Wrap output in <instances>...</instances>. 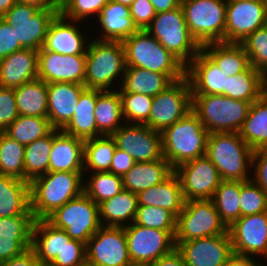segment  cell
<instances>
[{
    "label": "cell",
    "mask_w": 267,
    "mask_h": 266,
    "mask_svg": "<svg viewBox=\"0 0 267 266\" xmlns=\"http://www.w3.org/2000/svg\"><path fill=\"white\" fill-rule=\"evenodd\" d=\"M84 172H48L30 183V210L45 219L55 209L84 192Z\"/></svg>",
    "instance_id": "obj_1"
},
{
    "label": "cell",
    "mask_w": 267,
    "mask_h": 266,
    "mask_svg": "<svg viewBox=\"0 0 267 266\" xmlns=\"http://www.w3.org/2000/svg\"><path fill=\"white\" fill-rule=\"evenodd\" d=\"M253 152L239 133L214 132L208 136L206 156L216 166L221 180H251Z\"/></svg>",
    "instance_id": "obj_2"
},
{
    "label": "cell",
    "mask_w": 267,
    "mask_h": 266,
    "mask_svg": "<svg viewBox=\"0 0 267 266\" xmlns=\"http://www.w3.org/2000/svg\"><path fill=\"white\" fill-rule=\"evenodd\" d=\"M126 67L165 74L172 82L186 76V66L146 30L122 41Z\"/></svg>",
    "instance_id": "obj_3"
},
{
    "label": "cell",
    "mask_w": 267,
    "mask_h": 266,
    "mask_svg": "<svg viewBox=\"0 0 267 266\" xmlns=\"http://www.w3.org/2000/svg\"><path fill=\"white\" fill-rule=\"evenodd\" d=\"M209 131L190 111L162 132L163 157L174 169L182 163L206 155Z\"/></svg>",
    "instance_id": "obj_4"
},
{
    "label": "cell",
    "mask_w": 267,
    "mask_h": 266,
    "mask_svg": "<svg viewBox=\"0 0 267 266\" xmlns=\"http://www.w3.org/2000/svg\"><path fill=\"white\" fill-rule=\"evenodd\" d=\"M125 68V51L121 41L90 40L84 79L87 89L116 90L113 89L114 82L118 80V86H121Z\"/></svg>",
    "instance_id": "obj_5"
},
{
    "label": "cell",
    "mask_w": 267,
    "mask_h": 266,
    "mask_svg": "<svg viewBox=\"0 0 267 266\" xmlns=\"http://www.w3.org/2000/svg\"><path fill=\"white\" fill-rule=\"evenodd\" d=\"M250 105L248 101L224 95H192V111L209 133H239L247 118Z\"/></svg>",
    "instance_id": "obj_6"
},
{
    "label": "cell",
    "mask_w": 267,
    "mask_h": 266,
    "mask_svg": "<svg viewBox=\"0 0 267 266\" xmlns=\"http://www.w3.org/2000/svg\"><path fill=\"white\" fill-rule=\"evenodd\" d=\"M145 30L185 66L202 48L188 29L181 5L166 12L156 13Z\"/></svg>",
    "instance_id": "obj_7"
},
{
    "label": "cell",
    "mask_w": 267,
    "mask_h": 266,
    "mask_svg": "<svg viewBox=\"0 0 267 266\" xmlns=\"http://www.w3.org/2000/svg\"><path fill=\"white\" fill-rule=\"evenodd\" d=\"M226 0H181L186 24L202 46L225 42Z\"/></svg>",
    "instance_id": "obj_8"
},
{
    "label": "cell",
    "mask_w": 267,
    "mask_h": 266,
    "mask_svg": "<svg viewBox=\"0 0 267 266\" xmlns=\"http://www.w3.org/2000/svg\"><path fill=\"white\" fill-rule=\"evenodd\" d=\"M45 219L54 227L63 229L71 239L85 244L102 226L99 205L84 192L55 209Z\"/></svg>",
    "instance_id": "obj_9"
},
{
    "label": "cell",
    "mask_w": 267,
    "mask_h": 266,
    "mask_svg": "<svg viewBox=\"0 0 267 266\" xmlns=\"http://www.w3.org/2000/svg\"><path fill=\"white\" fill-rule=\"evenodd\" d=\"M227 232L228 227L211 199L189 200L177 216L175 241H190Z\"/></svg>",
    "instance_id": "obj_10"
},
{
    "label": "cell",
    "mask_w": 267,
    "mask_h": 266,
    "mask_svg": "<svg viewBox=\"0 0 267 266\" xmlns=\"http://www.w3.org/2000/svg\"><path fill=\"white\" fill-rule=\"evenodd\" d=\"M190 111H192V91L190 81L185 76L173 81L153 97L149 121L145 125L162 133Z\"/></svg>",
    "instance_id": "obj_11"
},
{
    "label": "cell",
    "mask_w": 267,
    "mask_h": 266,
    "mask_svg": "<svg viewBox=\"0 0 267 266\" xmlns=\"http://www.w3.org/2000/svg\"><path fill=\"white\" fill-rule=\"evenodd\" d=\"M58 13L59 10H39L16 2L1 18L15 30L23 49L39 51L45 42L49 24Z\"/></svg>",
    "instance_id": "obj_12"
},
{
    "label": "cell",
    "mask_w": 267,
    "mask_h": 266,
    "mask_svg": "<svg viewBox=\"0 0 267 266\" xmlns=\"http://www.w3.org/2000/svg\"><path fill=\"white\" fill-rule=\"evenodd\" d=\"M131 261L155 262L176 248V231L147 228L132 223L124 226Z\"/></svg>",
    "instance_id": "obj_13"
},
{
    "label": "cell",
    "mask_w": 267,
    "mask_h": 266,
    "mask_svg": "<svg viewBox=\"0 0 267 266\" xmlns=\"http://www.w3.org/2000/svg\"><path fill=\"white\" fill-rule=\"evenodd\" d=\"M85 249L86 263L92 266H127L131 262L124 227L101 226Z\"/></svg>",
    "instance_id": "obj_14"
},
{
    "label": "cell",
    "mask_w": 267,
    "mask_h": 266,
    "mask_svg": "<svg viewBox=\"0 0 267 266\" xmlns=\"http://www.w3.org/2000/svg\"><path fill=\"white\" fill-rule=\"evenodd\" d=\"M179 178L185 202L211 199L219 186L221 177L216 166L204 155L174 168Z\"/></svg>",
    "instance_id": "obj_15"
},
{
    "label": "cell",
    "mask_w": 267,
    "mask_h": 266,
    "mask_svg": "<svg viewBox=\"0 0 267 266\" xmlns=\"http://www.w3.org/2000/svg\"><path fill=\"white\" fill-rule=\"evenodd\" d=\"M112 138L116 148L128 153L135 162H150L163 158L162 133L144 124L124 123Z\"/></svg>",
    "instance_id": "obj_16"
},
{
    "label": "cell",
    "mask_w": 267,
    "mask_h": 266,
    "mask_svg": "<svg viewBox=\"0 0 267 266\" xmlns=\"http://www.w3.org/2000/svg\"><path fill=\"white\" fill-rule=\"evenodd\" d=\"M267 19L266 0L227 1L225 42L242 43L263 27Z\"/></svg>",
    "instance_id": "obj_17"
},
{
    "label": "cell",
    "mask_w": 267,
    "mask_h": 266,
    "mask_svg": "<svg viewBox=\"0 0 267 266\" xmlns=\"http://www.w3.org/2000/svg\"><path fill=\"white\" fill-rule=\"evenodd\" d=\"M228 233L235 254L267 258V212L240 217Z\"/></svg>",
    "instance_id": "obj_18"
},
{
    "label": "cell",
    "mask_w": 267,
    "mask_h": 266,
    "mask_svg": "<svg viewBox=\"0 0 267 266\" xmlns=\"http://www.w3.org/2000/svg\"><path fill=\"white\" fill-rule=\"evenodd\" d=\"M186 266H225L234 254L229 233L190 241H175Z\"/></svg>",
    "instance_id": "obj_19"
},
{
    "label": "cell",
    "mask_w": 267,
    "mask_h": 266,
    "mask_svg": "<svg viewBox=\"0 0 267 266\" xmlns=\"http://www.w3.org/2000/svg\"><path fill=\"white\" fill-rule=\"evenodd\" d=\"M86 55H62L38 51V78L46 83H75L84 85Z\"/></svg>",
    "instance_id": "obj_20"
},
{
    "label": "cell",
    "mask_w": 267,
    "mask_h": 266,
    "mask_svg": "<svg viewBox=\"0 0 267 266\" xmlns=\"http://www.w3.org/2000/svg\"><path fill=\"white\" fill-rule=\"evenodd\" d=\"M77 23L81 24L80 21L67 19L58 13L49 24L45 42L39 51H52L62 55H86L91 39L85 31L82 33L83 30H80Z\"/></svg>",
    "instance_id": "obj_21"
},
{
    "label": "cell",
    "mask_w": 267,
    "mask_h": 266,
    "mask_svg": "<svg viewBox=\"0 0 267 266\" xmlns=\"http://www.w3.org/2000/svg\"><path fill=\"white\" fill-rule=\"evenodd\" d=\"M186 76L191 85L192 95H224L227 76L216 61L201 48L186 66Z\"/></svg>",
    "instance_id": "obj_22"
},
{
    "label": "cell",
    "mask_w": 267,
    "mask_h": 266,
    "mask_svg": "<svg viewBox=\"0 0 267 266\" xmlns=\"http://www.w3.org/2000/svg\"><path fill=\"white\" fill-rule=\"evenodd\" d=\"M33 216L0 218V263L31 248Z\"/></svg>",
    "instance_id": "obj_23"
},
{
    "label": "cell",
    "mask_w": 267,
    "mask_h": 266,
    "mask_svg": "<svg viewBox=\"0 0 267 266\" xmlns=\"http://www.w3.org/2000/svg\"><path fill=\"white\" fill-rule=\"evenodd\" d=\"M84 85L47 83L48 119L54 129L61 130L72 118Z\"/></svg>",
    "instance_id": "obj_24"
},
{
    "label": "cell",
    "mask_w": 267,
    "mask_h": 266,
    "mask_svg": "<svg viewBox=\"0 0 267 266\" xmlns=\"http://www.w3.org/2000/svg\"><path fill=\"white\" fill-rule=\"evenodd\" d=\"M49 172H84V140L53 129Z\"/></svg>",
    "instance_id": "obj_25"
},
{
    "label": "cell",
    "mask_w": 267,
    "mask_h": 266,
    "mask_svg": "<svg viewBox=\"0 0 267 266\" xmlns=\"http://www.w3.org/2000/svg\"><path fill=\"white\" fill-rule=\"evenodd\" d=\"M38 78V51L21 49L0 59V87L15 89Z\"/></svg>",
    "instance_id": "obj_26"
},
{
    "label": "cell",
    "mask_w": 267,
    "mask_h": 266,
    "mask_svg": "<svg viewBox=\"0 0 267 266\" xmlns=\"http://www.w3.org/2000/svg\"><path fill=\"white\" fill-rule=\"evenodd\" d=\"M94 19L99 21H96L98 27L101 25L96 40L122 42L139 30L130 15V8L113 1H109Z\"/></svg>",
    "instance_id": "obj_27"
},
{
    "label": "cell",
    "mask_w": 267,
    "mask_h": 266,
    "mask_svg": "<svg viewBox=\"0 0 267 266\" xmlns=\"http://www.w3.org/2000/svg\"><path fill=\"white\" fill-rule=\"evenodd\" d=\"M137 200L138 205L163 208L176 218L185 203L179 178L174 172L162 183L137 193Z\"/></svg>",
    "instance_id": "obj_28"
},
{
    "label": "cell",
    "mask_w": 267,
    "mask_h": 266,
    "mask_svg": "<svg viewBox=\"0 0 267 266\" xmlns=\"http://www.w3.org/2000/svg\"><path fill=\"white\" fill-rule=\"evenodd\" d=\"M33 216L29 182L0 174V218Z\"/></svg>",
    "instance_id": "obj_29"
},
{
    "label": "cell",
    "mask_w": 267,
    "mask_h": 266,
    "mask_svg": "<svg viewBox=\"0 0 267 266\" xmlns=\"http://www.w3.org/2000/svg\"><path fill=\"white\" fill-rule=\"evenodd\" d=\"M173 172L174 169L164 157L150 162H135L122 177L123 189L137 194L162 183Z\"/></svg>",
    "instance_id": "obj_30"
},
{
    "label": "cell",
    "mask_w": 267,
    "mask_h": 266,
    "mask_svg": "<svg viewBox=\"0 0 267 266\" xmlns=\"http://www.w3.org/2000/svg\"><path fill=\"white\" fill-rule=\"evenodd\" d=\"M97 97L98 89L86 88L79 97L72 118L61 131L83 140L103 136L97 129L94 115Z\"/></svg>",
    "instance_id": "obj_31"
},
{
    "label": "cell",
    "mask_w": 267,
    "mask_h": 266,
    "mask_svg": "<svg viewBox=\"0 0 267 266\" xmlns=\"http://www.w3.org/2000/svg\"><path fill=\"white\" fill-rule=\"evenodd\" d=\"M138 208L137 194L123 189L99 204L102 226L124 227L134 222Z\"/></svg>",
    "instance_id": "obj_32"
},
{
    "label": "cell",
    "mask_w": 267,
    "mask_h": 266,
    "mask_svg": "<svg viewBox=\"0 0 267 266\" xmlns=\"http://www.w3.org/2000/svg\"><path fill=\"white\" fill-rule=\"evenodd\" d=\"M64 245V230L46 219H36L32 228L31 249L40 264H49Z\"/></svg>",
    "instance_id": "obj_33"
},
{
    "label": "cell",
    "mask_w": 267,
    "mask_h": 266,
    "mask_svg": "<svg viewBox=\"0 0 267 266\" xmlns=\"http://www.w3.org/2000/svg\"><path fill=\"white\" fill-rule=\"evenodd\" d=\"M95 121L98 131L103 136H111L125 122L122 116L119 90H98L95 105Z\"/></svg>",
    "instance_id": "obj_34"
},
{
    "label": "cell",
    "mask_w": 267,
    "mask_h": 266,
    "mask_svg": "<svg viewBox=\"0 0 267 266\" xmlns=\"http://www.w3.org/2000/svg\"><path fill=\"white\" fill-rule=\"evenodd\" d=\"M172 81L162 73L138 67H126L119 93H138L156 96Z\"/></svg>",
    "instance_id": "obj_35"
},
{
    "label": "cell",
    "mask_w": 267,
    "mask_h": 266,
    "mask_svg": "<svg viewBox=\"0 0 267 266\" xmlns=\"http://www.w3.org/2000/svg\"><path fill=\"white\" fill-rule=\"evenodd\" d=\"M19 115L48 118L47 83L36 78L14 89Z\"/></svg>",
    "instance_id": "obj_36"
},
{
    "label": "cell",
    "mask_w": 267,
    "mask_h": 266,
    "mask_svg": "<svg viewBox=\"0 0 267 266\" xmlns=\"http://www.w3.org/2000/svg\"><path fill=\"white\" fill-rule=\"evenodd\" d=\"M202 48L216 61L221 72L228 76L245 71L250 62L241 43L212 42Z\"/></svg>",
    "instance_id": "obj_37"
},
{
    "label": "cell",
    "mask_w": 267,
    "mask_h": 266,
    "mask_svg": "<svg viewBox=\"0 0 267 266\" xmlns=\"http://www.w3.org/2000/svg\"><path fill=\"white\" fill-rule=\"evenodd\" d=\"M253 151L267 148V98L263 95L252 102L239 131Z\"/></svg>",
    "instance_id": "obj_38"
},
{
    "label": "cell",
    "mask_w": 267,
    "mask_h": 266,
    "mask_svg": "<svg viewBox=\"0 0 267 266\" xmlns=\"http://www.w3.org/2000/svg\"><path fill=\"white\" fill-rule=\"evenodd\" d=\"M225 96L250 103L256 101L262 96V72L250 65L245 71L228 76Z\"/></svg>",
    "instance_id": "obj_39"
},
{
    "label": "cell",
    "mask_w": 267,
    "mask_h": 266,
    "mask_svg": "<svg viewBox=\"0 0 267 266\" xmlns=\"http://www.w3.org/2000/svg\"><path fill=\"white\" fill-rule=\"evenodd\" d=\"M115 149L116 143L112 136L84 140V172L109 171Z\"/></svg>",
    "instance_id": "obj_40"
},
{
    "label": "cell",
    "mask_w": 267,
    "mask_h": 266,
    "mask_svg": "<svg viewBox=\"0 0 267 266\" xmlns=\"http://www.w3.org/2000/svg\"><path fill=\"white\" fill-rule=\"evenodd\" d=\"M52 143L53 130L47 136L25 146L24 181L30 183L33 179L49 172Z\"/></svg>",
    "instance_id": "obj_41"
},
{
    "label": "cell",
    "mask_w": 267,
    "mask_h": 266,
    "mask_svg": "<svg viewBox=\"0 0 267 266\" xmlns=\"http://www.w3.org/2000/svg\"><path fill=\"white\" fill-rule=\"evenodd\" d=\"M243 183V181L222 180L211 198L227 227L241 217L240 186Z\"/></svg>",
    "instance_id": "obj_42"
},
{
    "label": "cell",
    "mask_w": 267,
    "mask_h": 266,
    "mask_svg": "<svg viewBox=\"0 0 267 266\" xmlns=\"http://www.w3.org/2000/svg\"><path fill=\"white\" fill-rule=\"evenodd\" d=\"M53 129L48 118L19 115L4 132L18 143L26 146L47 136Z\"/></svg>",
    "instance_id": "obj_43"
},
{
    "label": "cell",
    "mask_w": 267,
    "mask_h": 266,
    "mask_svg": "<svg viewBox=\"0 0 267 266\" xmlns=\"http://www.w3.org/2000/svg\"><path fill=\"white\" fill-rule=\"evenodd\" d=\"M89 174L84 176V193L98 205L123 190L122 176L108 171Z\"/></svg>",
    "instance_id": "obj_44"
},
{
    "label": "cell",
    "mask_w": 267,
    "mask_h": 266,
    "mask_svg": "<svg viewBox=\"0 0 267 266\" xmlns=\"http://www.w3.org/2000/svg\"><path fill=\"white\" fill-rule=\"evenodd\" d=\"M25 146L0 131V174L24 180Z\"/></svg>",
    "instance_id": "obj_45"
},
{
    "label": "cell",
    "mask_w": 267,
    "mask_h": 266,
    "mask_svg": "<svg viewBox=\"0 0 267 266\" xmlns=\"http://www.w3.org/2000/svg\"><path fill=\"white\" fill-rule=\"evenodd\" d=\"M120 97L125 123L145 125L149 121L152 96L138 93H120Z\"/></svg>",
    "instance_id": "obj_46"
},
{
    "label": "cell",
    "mask_w": 267,
    "mask_h": 266,
    "mask_svg": "<svg viewBox=\"0 0 267 266\" xmlns=\"http://www.w3.org/2000/svg\"><path fill=\"white\" fill-rule=\"evenodd\" d=\"M177 218L168 210L160 207L138 205L135 224L164 231H176Z\"/></svg>",
    "instance_id": "obj_47"
},
{
    "label": "cell",
    "mask_w": 267,
    "mask_h": 266,
    "mask_svg": "<svg viewBox=\"0 0 267 266\" xmlns=\"http://www.w3.org/2000/svg\"><path fill=\"white\" fill-rule=\"evenodd\" d=\"M267 212V194L252 179L240 186V213L249 216Z\"/></svg>",
    "instance_id": "obj_48"
},
{
    "label": "cell",
    "mask_w": 267,
    "mask_h": 266,
    "mask_svg": "<svg viewBox=\"0 0 267 266\" xmlns=\"http://www.w3.org/2000/svg\"><path fill=\"white\" fill-rule=\"evenodd\" d=\"M250 65L261 72L267 69V28L265 26L250 34L242 43Z\"/></svg>",
    "instance_id": "obj_49"
},
{
    "label": "cell",
    "mask_w": 267,
    "mask_h": 266,
    "mask_svg": "<svg viewBox=\"0 0 267 266\" xmlns=\"http://www.w3.org/2000/svg\"><path fill=\"white\" fill-rule=\"evenodd\" d=\"M108 2L109 0H64L59 5V13L67 19L82 22L97 16Z\"/></svg>",
    "instance_id": "obj_50"
},
{
    "label": "cell",
    "mask_w": 267,
    "mask_h": 266,
    "mask_svg": "<svg viewBox=\"0 0 267 266\" xmlns=\"http://www.w3.org/2000/svg\"><path fill=\"white\" fill-rule=\"evenodd\" d=\"M86 263L85 243L71 239L64 231V245L49 266H81Z\"/></svg>",
    "instance_id": "obj_51"
},
{
    "label": "cell",
    "mask_w": 267,
    "mask_h": 266,
    "mask_svg": "<svg viewBox=\"0 0 267 266\" xmlns=\"http://www.w3.org/2000/svg\"><path fill=\"white\" fill-rule=\"evenodd\" d=\"M18 116L14 89L0 87V131H4Z\"/></svg>",
    "instance_id": "obj_52"
},
{
    "label": "cell",
    "mask_w": 267,
    "mask_h": 266,
    "mask_svg": "<svg viewBox=\"0 0 267 266\" xmlns=\"http://www.w3.org/2000/svg\"><path fill=\"white\" fill-rule=\"evenodd\" d=\"M129 8L134 24L139 30H145L156 16L155 9L149 0H134Z\"/></svg>",
    "instance_id": "obj_53"
},
{
    "label": "cell",
    "mask_w": 267,
    "mask_h": 266,
    "mask_svg": "<svg viewBox=\"0 0 267 266\" xmlns=\"http://www.w3.org/2000/svg\"><path fill=\"white\" fill-rule=\"evenodd\" d=\"M21 49L15 30L0 17V59Z\"/></svg>",
    "instance_id": "obj_54"
},
{
    "label": "cell",
    "mask_w": 267,
    "mask_h": 266,
    "mask_svg": "<svg viewBox=\"0 0 267 266\" xmlns=\"http://www.w3.org/2000/svg\"><path fill=\"white\" fill-rule=\"evenodd\" d=\"M252 180L267 194V148L258 149L252 156Z\"/></svg>",
    "instance_id": "obj_55"
},
{
    "label": "cell",
    "mask_w": 267,
    "mask_h": 266,
    "mask_svg": "<svg viewBox=\"0 0 267 266\" xmlns=\"http://www.w3.org/2000/svg\"><path fill=\"white\" fill-rule=\"evenodd\" d=\"M134 164V159L128 153L116 148L111 161V167L108 172L123 177Z\"/></svg>",
    "instance_id": "obj_56"
},
{
    "label": "cell",
    "mask_w": 267,
    "mask_h": 266,
    "mask_svg": "<svg viewBox=\"0 0 267 266\" xmlns=\"http://www.w3.org/2000/svg\"><path fill=\"white\" fill-rule=\"evenodd\" d=\"M39 260L36 258L34 251L29 248L21 255L11 258L8 261L0 263V266H39Z\"/></svg>",
    "instance_id": "obj_57"
},
{
    "label": "cell",
    "mask_w": 267,
    "mask_h": 266,
    "mask_svg": "<svg viewBox=\"0 0 267 266\" xmlns=\"http://www.w3.org/2000/svg\"><path fill=\"white\" fill-rule=\"evenodd\" d=\"M152 266H186L181 253L175 248L169 254L152 263Z\"/></svg>",
    "instance_id": "obj_58"
},
{
    "label": "cell",
    "mask_w": 267,
    "mask_h": 266,
    "mask_svg": "<svg viewBox=\"0 0 267 266\" xmlns=\"http://www.w3.org/2000/svg\"><path fill=\"white\" fill-rule=\"evenodd\" d=\"M255 257L233 254L225 266H264Z\"/></svg>",
    "instance_id": "obj_59"
},
{
    "label": "cell",
    "mask_w": 267,
    "mask_h": 266,
    "mask_svg": "<svg viewBox=\"0 0 267 266\" xmlns=\"http://www.w3.org/2000/svg\"><path fill=\"white\" fill-rule=\"evenodd\" d=\"M16 2L35 6L39 10H59V5L55 0H16Z\"/></svg>",
    "instance_id": "obj_60"
},
{
    "label": "cell",
    "mask_w": 267,
    "mask_h": 266,
    "mask_svg": "<svg viewBox=\"0 0 267 266\" xmlns=\"http://www.w3.org/2000/svg\"><path fill=\"white\" fill-rule=\"evenodd\" d=\"M156 13L166 12L181 5V0H149Z\"/></svg>",
    "instance_id": "obj_61"
},
{
    "label": "cell",
    "mask_w": 267,
    "mask_h": 266,
    "mask_svg": "<svg viewBox=\"0 0 267 266\" xmlns=\"http://www.w3.org/2000/svg\"><path fill=\"white\" fill-rule=\"evenodd\" d=\"M15 3L16 0H0V17L9 11Z\"/></svg>",
    "instance_id": "obj_62"
},
{
    "label": "cell",
    "mask_w": 267,
    "mask_h": 266,
    "mask_svg": "<svg viewBox=\"0 0 267 266\" xmlns=\"http://www.w3.org/2000/svg\"><path fill=\"white\" fill-rule=\"evenodd\" d=\"M262 95L267 98V74H262Z\"/></svg>",
    "instance_id": "obj_63"
},
{
    "label": "cell",
    "mask_w": 267,
    "mask_h": 266,
    "mask_svg": "<svg viewBox=\"0 0 267 266\" xmlns=\"http://www.w3.org/2000/svg\"><path fill=\"white\" fill-rule=\"evenodd\" d=\"M127 266H152V263L143 261H131Z\"/></svg>",
    "instance_id": "obj_64"
},
{
    "label": "cell",
    "mask_w": 267,
    "mask_h": 266,
    "mask_svg": "<svg viewBox=\"0 0 267 266\" xmlns=\"http://www.w3.org/2000/svg\"><path fill=\"white\" fill-rule=\"evenodd\" d=\"M109 1L120 3V4H123L129 7L133 3L134 0H109Z\"/></svg>",
    "instance_id": "obj_65"
},
{
    "label": "cell",
    "mask_w": 267,
    "mask_h": 266,
    "mask_svg": "<svg viewBox=\"0 0 267 266\" xmlns=\"http://www.w3.org/2000/svg\"><path fill=\"white\" fill-rule=\"evenodd\" d=\"M60 5L64 0H55Z\"/></svg>",
    "instance_id": "obj_66"
},
{
    "label": "cell",
    "mask_w": 267,
    "mask_h": 266,
    "mask_svg": "<svg viewBox=\"0 0 267 266\" xmlns=\"http://www.w3.org/2000/svg\"><path fill=\"white\" fill-rule=\"evenodd\" d=\"M81 266H92V265H90V264H88V263H85V264H83V265H81Z\"/></svg>",
    "instance_id": "obj_67"
},
{
    "label": "cell",
    "mask_w": 267,
    "mask_h": 266,
    "mask_svg": "<svg viewBox=\"0 0 267 266\" xmlns=\"http://www.w3.org/2000/svg\"><path fill=\"white\" fill-rule=\"evenodd\" d=\"M226 1H244V0H226Z\"/></svg>",
    "instance_id": "obj_68"
},
{
    "label": "cell",
    "mask_w": 267,
    "mask_h": 266,
    "mask_svg": "<svg viewBox=\"0 0 267 266\" xmlns=\"http://www.w3.org/2000/svg\"><path fill=\"white\" fill-rule=\"evenodd\" d=\"M39 266H49L48 264H40Z\"/></svg>",
    "instance_id": "obj_69"
},
{
    "label": "cell",
    "mask_w": 267,
    "mask_h": 266,
    "mask_svg": "<svg viewBox=\"0 0 267 266\" xmlns=\"http://www.w3.org/2000/svg\"><path fill=\"white\" fill-rule=\"evenodd\" d=\"M262 74H267V69L265 71H263Z\"/></svg>",
    "instance_id": "obj_70"
}]
</instances>
